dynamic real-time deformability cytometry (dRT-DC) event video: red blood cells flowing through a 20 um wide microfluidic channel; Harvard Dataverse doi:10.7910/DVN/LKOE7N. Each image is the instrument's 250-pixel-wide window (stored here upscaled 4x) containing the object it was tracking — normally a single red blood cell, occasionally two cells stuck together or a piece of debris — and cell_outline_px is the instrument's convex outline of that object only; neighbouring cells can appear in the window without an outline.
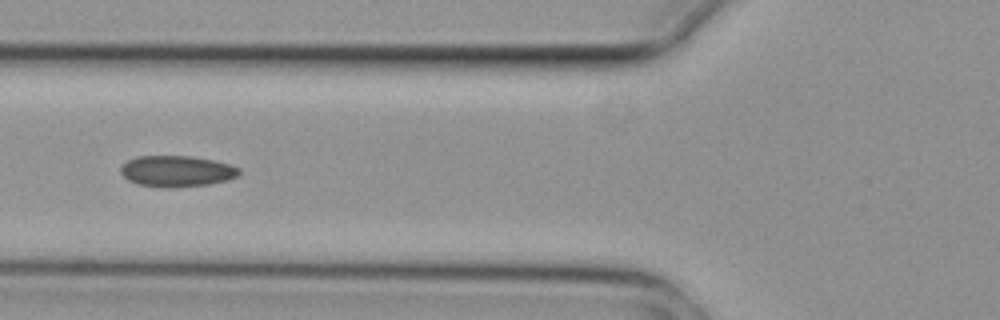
{"species": "common noctule bat (a hibernating species)", "species_latin": "Nyctalus noctula", "temperature_condition": "cold", "stored_images_in_passage": 5, "camera_frame_rate_fps": 3000, "um_per_image_px": 0.085, "animal": {"sex": "female", "body_mass_g": 29.2, "forearm_length_mm": 56.3}, "frame": {"image": 1, "passage_image": 5, "time_ms": 1.333, "image_size_px": [1000, 320], "cell_outline_px": [[240, 172], [236, 176], [228, 180], [208, 184], [172, 188], [160, 188], [140, 184], [128, 180], [120, 172], [120, 168], [128, 160], [136, 156], [188, 156], [212, 160], [228, 164], [240, 168]], "centroid_in_image_um": [15.0, 14.56], "position_along_channel_um": 110.8, "area_um2": 21.39}}